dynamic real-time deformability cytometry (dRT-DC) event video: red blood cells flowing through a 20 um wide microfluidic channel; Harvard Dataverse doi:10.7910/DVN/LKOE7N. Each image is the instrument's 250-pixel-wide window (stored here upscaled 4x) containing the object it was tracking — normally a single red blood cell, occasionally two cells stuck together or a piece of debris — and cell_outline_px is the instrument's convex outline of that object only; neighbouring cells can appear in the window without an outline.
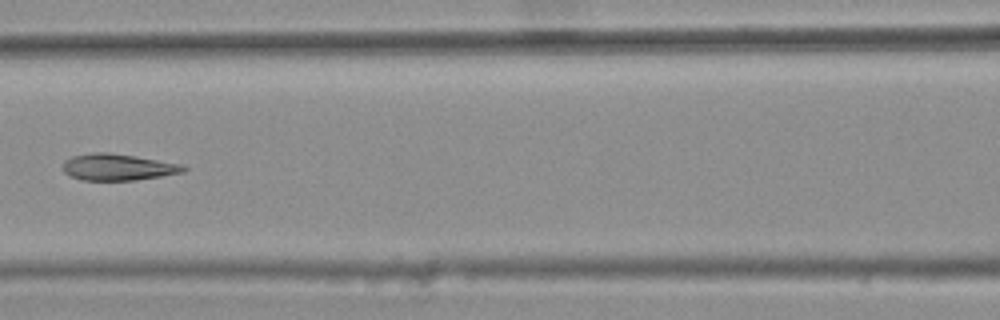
{"species": "common noctule bat (a hibernating species)", "species_latin": "Nyctalus noctula", "temperature_condition": "warm", "stored_images_in_passage": 4, "camera_frame_rate_fps": 3000, "um_per_image_px": 0.085, "animal": {"sex": "female", "body_mass_g": 25.1}, "frame": {"image": 1, "passage_image": 4, "time_ms": 1.0, "image_size_px": [1000, 320], "cell_outline_px": [[188, 168], [184, 172], [136, 180], [84, 180], [68, 176], [64, 172], [64, 160], [72, 156], [92, 152], [108, 152], [136, 156], [180, 164]], "centroid_in_image_um": [9.99, 14.2], "position_along_channel_um": 156.6, "area_um2": 18.61}}